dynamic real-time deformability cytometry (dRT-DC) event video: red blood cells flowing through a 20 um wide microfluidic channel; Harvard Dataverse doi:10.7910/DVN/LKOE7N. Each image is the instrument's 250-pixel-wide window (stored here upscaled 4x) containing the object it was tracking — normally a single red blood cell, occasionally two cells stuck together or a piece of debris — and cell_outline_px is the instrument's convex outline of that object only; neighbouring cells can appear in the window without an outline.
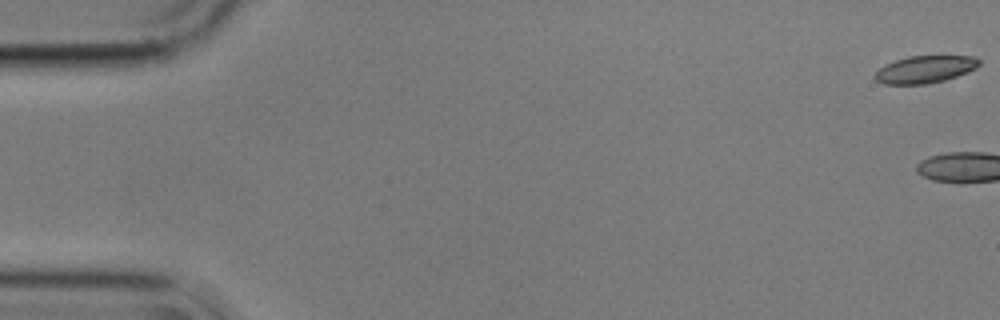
{"species": "common noctule bat (a hibernating species)", "species_latin": "Nyctalus noctula", "temperature_condition": "cold", "stored_images_in_passage": 4, "camera_frame_rate_fps": 3000, "um_per_image_px": 0.085, "animal": {"sex": "male", "body_mass_g": 17.9}, "frame": {"image": 1, "passage_image": 1, "time_ms": 0.0, "image_size_px": [1000, 320], "cell_outline_px": [[980, 64], [976, 68], [968, 72], [944, 80], [928, 84], [884, 84], [876, 80], [876, 72], [884, 64], [908, 56], [976, 56], [980, 60]], "centroid_in_image_um": [78.65, 5.89], "position_along_channel_um": 6.3, "area_um2": 16.53}}